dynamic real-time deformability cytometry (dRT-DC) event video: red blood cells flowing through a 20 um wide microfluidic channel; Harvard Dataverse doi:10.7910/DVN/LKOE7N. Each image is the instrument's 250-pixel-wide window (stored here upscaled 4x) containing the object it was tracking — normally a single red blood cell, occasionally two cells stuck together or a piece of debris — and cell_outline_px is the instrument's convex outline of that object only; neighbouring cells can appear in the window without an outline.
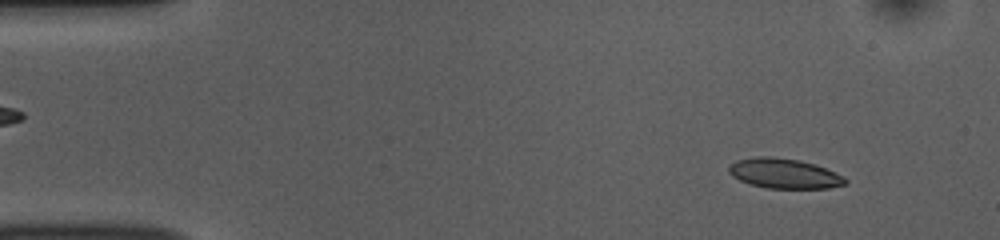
{"species": "common noctule bat (a hibernating species)", "species_latin": "Nyctalus noctula", "temperature_condition": "room temperature", "stored_images_in_passage": 52, "camera_frame_rate_fps": 3000, "um_per_image_px": 0.085, "animal": {"sex": "female", "body_mass_g": 10.0, "forearm_length_mm": 53.1}, "frame": {"image": 1, "passage_image": 5, "time_ms": 1.333, "image_size_px": [1000, 240], "cell_outline_px": [[848, 184], [828, 188], [768, 188], [752, 184], [740, 180], [732, 176], [728, 172], [728, 164], [736, 160], [756, 156], [772, 156], [800, 160], [824, 168], [844, 176], [848, 180]], "centroid_in_image_um": [66.64, 14.74], "position_along_channel_um": 18.4, "area_um2": 20.35}}
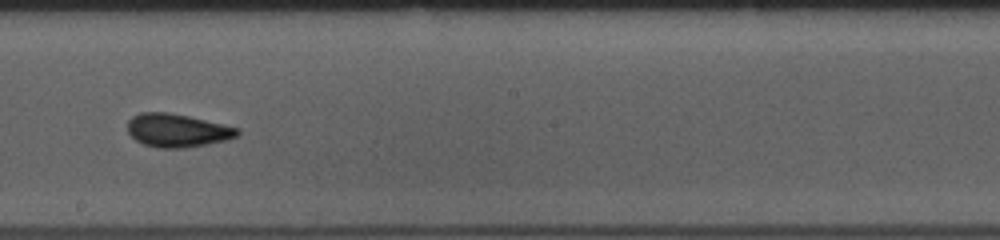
{"frame": {"image": 2, "passage_image": 29, "time_ms": 9.333, "image_size_px": [1000, 240], "cell_outline_px": [[240, 132], [236, 136], [224, 140], [208, 144], [184, 148], [156, 148], [144, 144], [136, 140], [128, 132], [128, 120], [132, 116], [140, 112], [168, 112], [188, 116], [224, 124], [240, 128]], "centroid_in_image_um": [15.05, 11.08], "position_along_channel_um": 233.1, "area_um2": 21.33}}
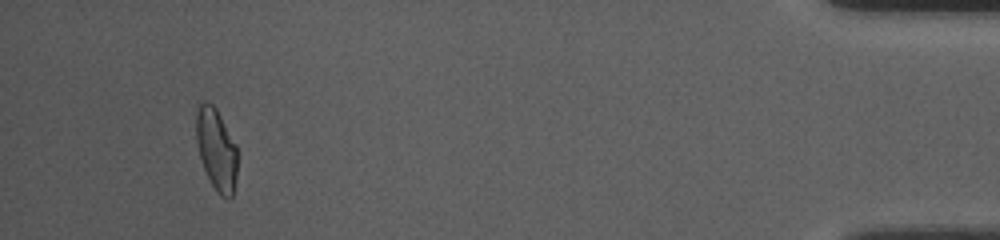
{"frame": {"image": 3, "passage_image": 49, "time_ms": 16.0, "image_size_px": [1000, 240], "cell_outline_px": [[236, 180], [232, 196], [228, 200], [220, 196], [216, 192], [204, 168], [200, 156], [196, 140], [196, 112], [200, 104], [204, 100], [212, 104], [216, 108], [236, 144]], "centroid_in_image_um": [18.39, 12.71], "position_along_channel_um": 416.8, "area_um2": 19.54}, "authors_computed_cell_mechanics": {"area_um2": 20.4323, "velocity_mm_per_s": 3.7979, "shape_relaxation_time_tau1_ms": 3.9339, "shape_relaxation_time_tau2_ms": 1.9851, "deformation_change_tau1": 0.1393, "deformation_change_tau2": 0.0802}}